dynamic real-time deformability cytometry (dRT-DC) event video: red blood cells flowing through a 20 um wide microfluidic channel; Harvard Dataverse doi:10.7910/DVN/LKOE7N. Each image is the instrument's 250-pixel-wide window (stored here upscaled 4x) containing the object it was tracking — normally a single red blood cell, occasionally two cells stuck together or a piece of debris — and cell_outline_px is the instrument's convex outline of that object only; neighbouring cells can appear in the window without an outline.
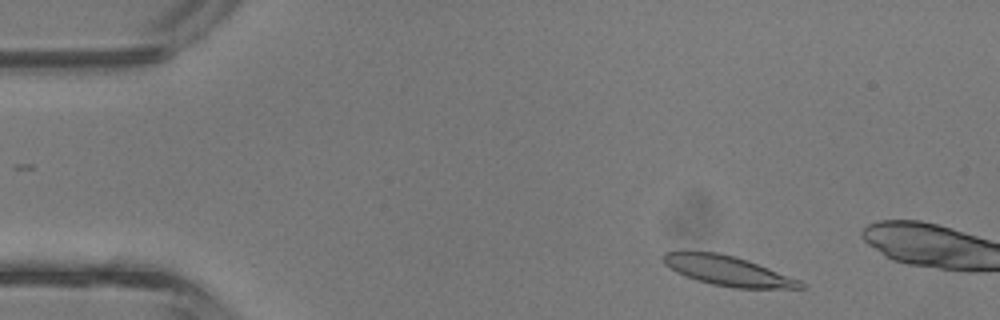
{"species": "common noctule bat (a hibernating species)", "species_latin": "Nyctalus noctula", "temperature_condition": "room temperature", "stored_images_in_passage": 4, "segment_of_instrument_passage": [2, 2], "camera_frame_rate_fps": 3000, "um_per_image_px": 0.085, "animal": {"sex": "male", "body_mass_g": 13.3}, "frame": {"image": 1, "passage_image": 4, "time_ms": 1.0, "image_size_px": [1000, 320], "cell_outline_px": [[808, 288], [732, 288], [712, 284], [696, 280], [684, 276], [668, 268], [664, 264], [664, 252], [716, 252], [736, 256], [748, 260], [800, 280], [808, 284]], "centroid_in_image_um": [61.9, 23.03], "position_along_channel_um": 23.1, "area_um2": 23.81}}